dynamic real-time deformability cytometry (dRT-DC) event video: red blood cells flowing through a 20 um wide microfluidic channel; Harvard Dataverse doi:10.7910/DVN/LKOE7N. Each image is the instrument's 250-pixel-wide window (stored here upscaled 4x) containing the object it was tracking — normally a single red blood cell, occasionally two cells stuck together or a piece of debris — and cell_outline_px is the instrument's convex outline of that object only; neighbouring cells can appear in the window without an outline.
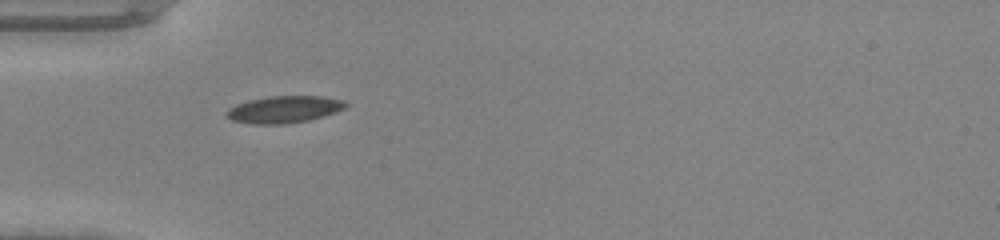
{"species": "common noctule bat (a hibernating species)", "species_latin": "Nyctalus noctula", "temperature_condition": "warm", "stored_images_in_passage": 34, "camera_frame_rate_fps": 3000, "um_per_image_px": 0.085, "animal": {"sex": "male", "body_mass_g": 20.0, "forearm_length_mm": 53.3}, "frame": {"image": 1, "passage_image": 1, "time_ms": 0.0, "image_size_px": [1000, 240], "cell_outline_px": [[348, 104], [344, 108], [336, 112], [308, 120], [284, 124], [252, 124], [232, 120], [224, 116], [224, 112], [228, 108], [236, 104], [248, 100], [272, 96], [320, 96], [344, 100]], "centroid_in_image_um": [24.1, 9.3], "position_along_channel_um": 60.9, "area_um2": 18.79}}
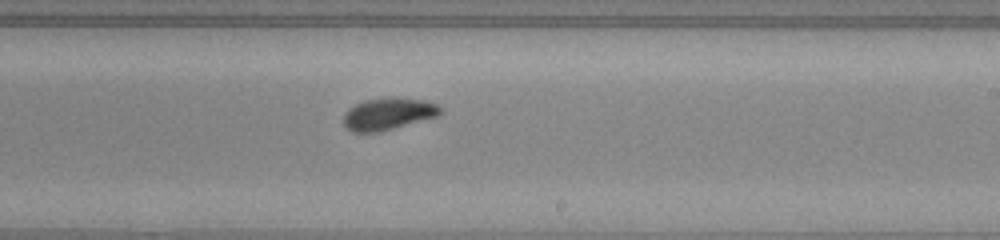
{"frame": {"image": 2, "passage_image": 15, "time_ms": 4.667, "image_size_px": [1000, 240], "cell_outline_px": [[444, 112], [440, 116], [376, 132], [352, 132], [344, 128], [344, 112], [348, 108], [364, 100], [392, 96], [424, 100], [436, 104], [444, 108]], "centroid_in_image_um": [33.02, 9.66], "position_along_channel_um": 256.0, "area_um2": 18.38}}
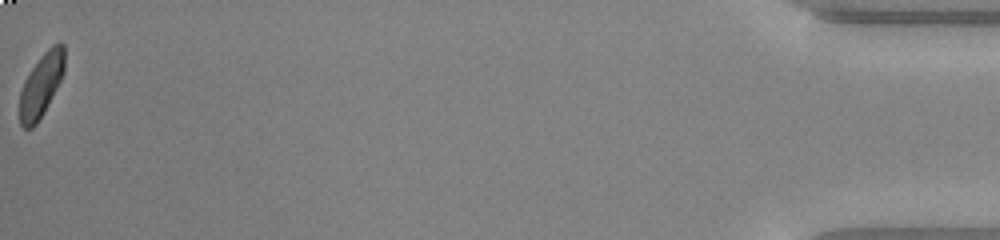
{"frame": {"image": 3, "passage_image": 34, "time_ms": 11.0, "image_size_px": [1000, 240], "cell_outline_px": [[64, 72], [44, 112], [36, 124], [32, 128], [24, 128], [20, 124], [20, 92], [24, 80], [28, 72], [40, 56], [52, 44], [60, 40], [64, 44]], "centroid_in_image_um": [3.5, 7.18], "position_along_channel_um": 431.7, "area_um2": 16.59}}